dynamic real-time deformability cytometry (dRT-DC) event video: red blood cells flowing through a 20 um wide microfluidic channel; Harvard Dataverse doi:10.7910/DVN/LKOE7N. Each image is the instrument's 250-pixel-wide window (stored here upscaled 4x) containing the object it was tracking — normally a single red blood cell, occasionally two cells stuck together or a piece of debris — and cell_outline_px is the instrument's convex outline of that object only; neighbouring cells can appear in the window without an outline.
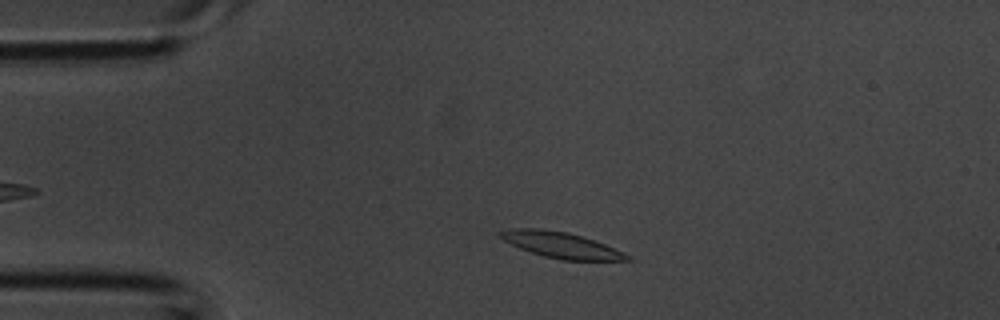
{"species": "common noctule bat (a hibernating species)", "species_latin": "Nyctalus noctula", "temperature_condition": "room temperature", "stored_images_in_passage": 2, "camera_frame_rate_fps": 3000, "um_per_image_px": 0.085, "animal": {"sex": "male", "body_mass_g": 20.1, "forearm_length_mm": 53.5}, "frame": {"image": 1, "passage_image": 1, "time_ms": 0.0, "image_size_px": [1000, 320], "cell_outline_px": [[636, 260], [560, 260], [544, 256], [520, 248], [504, 240], [496, 232], [512, 228], [536, 228], [568, 232], [604, 244], [624, 252], [632, 256]], "centroid_in_image_um": [47.71, 20.83], "position_along_channel_um": 37.3, "area_um2": 18.96}}
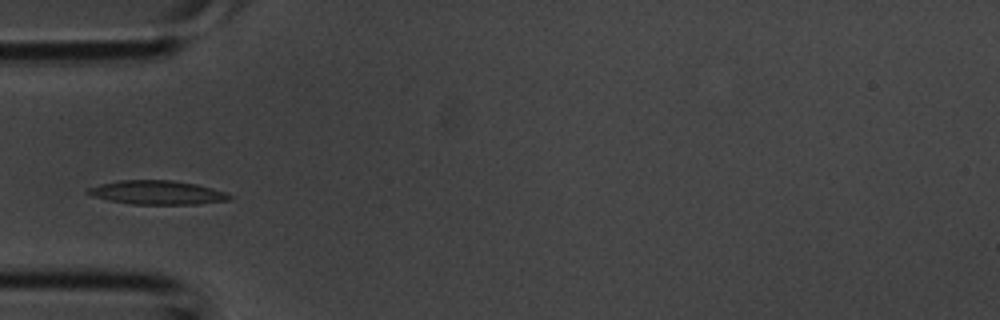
{"frame": {"image": 2, "passage_image": 2, "time_ms": 0.333, "image_size_px": [1000, 320], "cell_outline_px": [[232, 200], [200, 204], [132, 204], [108, 200], [92, 196], [84, 192], [88, 188], [100, 184], [120, 180], [172, 180], [196, 184], [228, 192], [232, 196]], "centroid_in_image_um": [13.39, 16.37], "position_along_channel_um": 71.6, "area_um2": 19.88}}